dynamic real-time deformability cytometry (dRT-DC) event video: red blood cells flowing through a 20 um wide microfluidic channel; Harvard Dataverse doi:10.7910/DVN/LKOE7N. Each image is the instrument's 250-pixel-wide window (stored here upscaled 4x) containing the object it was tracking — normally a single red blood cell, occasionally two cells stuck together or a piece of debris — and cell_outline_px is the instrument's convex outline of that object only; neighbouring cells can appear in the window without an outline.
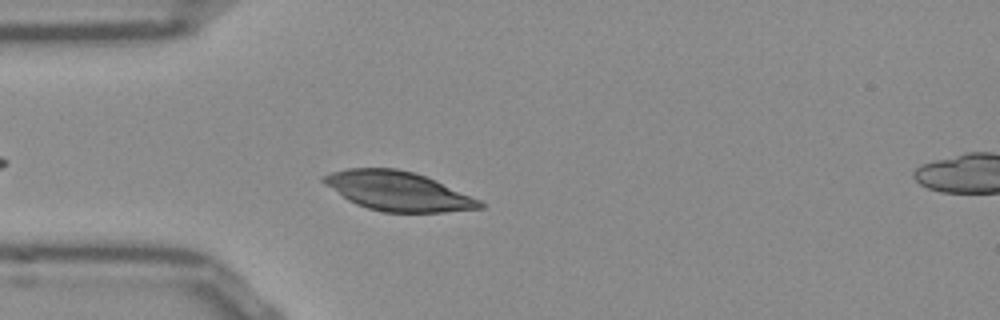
{"species": "Egyptian fruit bat (a non-hibernating species)", "species_latin": "Rousettus aegyptiacus", "temperature_condition": "room temperature", "stored_images_in_passage": 40, "camera_frame_rate_fps": 3000, "um_per_image_px": 0.085, "frame": {"image": 1, "passage_image": 2, "time_ms": 0.333, "image_size_px": [1000, 320], "cell_outline_px": [[484, 208], [444, 212], [384, 212], [368, 208], [356, 204], [348, 200], [324, 184], [320, 180], [320, 176], [332, 172], [348, 168], [396, 168], [412, 172], [436, 180], [480, 200], [484, 204]], "centroid_in_image_um": [33.81, 16.24], "position_along_channel_um": 51.2, "area_um2": 35.55}}
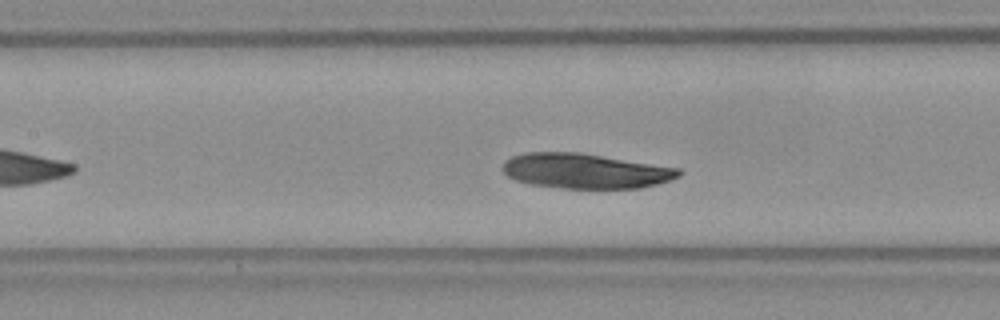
{"frame": {"image": 2, "passage_image": 11, "time_ms": 3.333, "image_size_px": [1000, 320], "cell_outline_px": [[684, 172], [680, 176], [656, 184], [640, 188], [564, 188], [532, 184], [516, 180], [508, 176], [504, 172], [504, 164], [512, 156], [524, 152], [580, 152], [680, 168]], "centroid_in_image_um": [49.79, 14.52], "position_along_channel_um": 157.6, "area_um2": 35.72}}
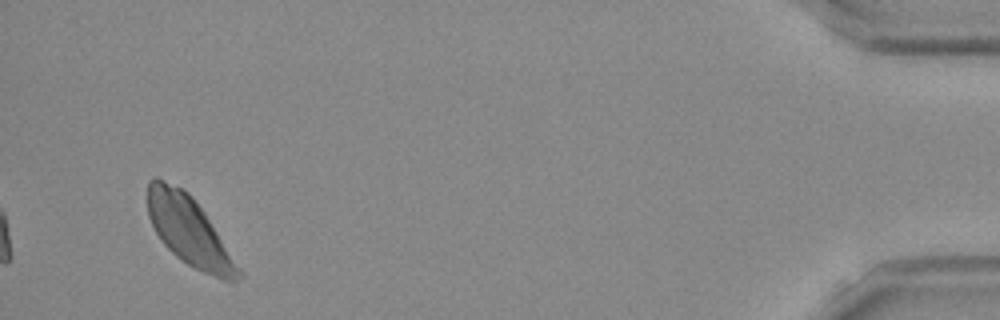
{"frame": {"image": 3, "passage_image": 38, "time_ms": 12.333, "image_size_px": [1000, 320], "cell_outline_px": [[244, 276], [236, 280], [224, 280], [204, 272], [188, 264], [176, 256], [164, 244], [156, 232], [148, 216], [148, 180], [152, 176], [156, 176], [188, 192], [192, 196], [204, 212], [244, 272]], "centroid_in_image_um": [16.08, 19.62], "position_along_channel_um": 419.1, "area_um2": 36.13}}